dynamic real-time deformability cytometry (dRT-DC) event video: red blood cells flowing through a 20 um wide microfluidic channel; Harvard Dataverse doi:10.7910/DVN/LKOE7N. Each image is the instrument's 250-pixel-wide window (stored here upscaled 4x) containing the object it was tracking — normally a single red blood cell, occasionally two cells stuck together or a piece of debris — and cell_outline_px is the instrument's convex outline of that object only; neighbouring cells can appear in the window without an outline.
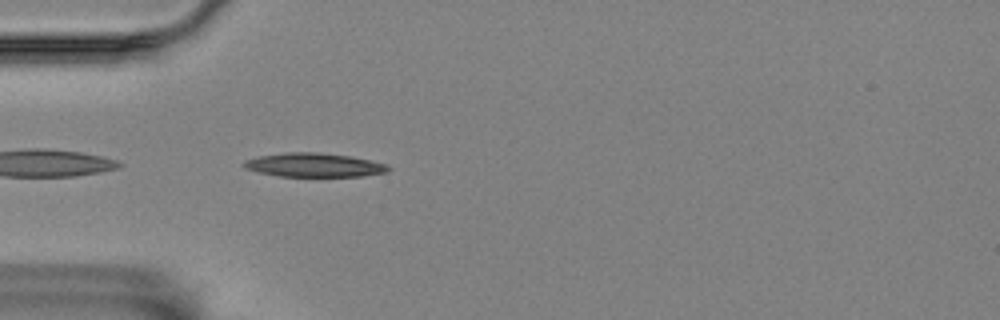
{"species": "Egyptian fruit bat (a non-hibernating species)", "species_latin": "Rousettus aegyptiacus", "temperature_condition": "room temperature", "stored_images_in_passage": 1, "camera_frame_rate_fps": 3000, "um_per_image_px": 0.085, "animal": {"sex": "female"}, "frame": {"image": 1, "passage_image": 1, "time_ms": 0.0, "image_size_px": [1000, 320], "cell_outline_px": [[392, 168], [388, 172], [364, 176], [280, 176], [260, 172], [244, 168], [240, 164], [244, 160], [256, 156], [284, 152], [316, 152], [352, 156], [384, 164]], "centroid_in_image_um": [26.65, 14.02], "position_along_channel_um": 58.3, "area_um2": 20.17}}